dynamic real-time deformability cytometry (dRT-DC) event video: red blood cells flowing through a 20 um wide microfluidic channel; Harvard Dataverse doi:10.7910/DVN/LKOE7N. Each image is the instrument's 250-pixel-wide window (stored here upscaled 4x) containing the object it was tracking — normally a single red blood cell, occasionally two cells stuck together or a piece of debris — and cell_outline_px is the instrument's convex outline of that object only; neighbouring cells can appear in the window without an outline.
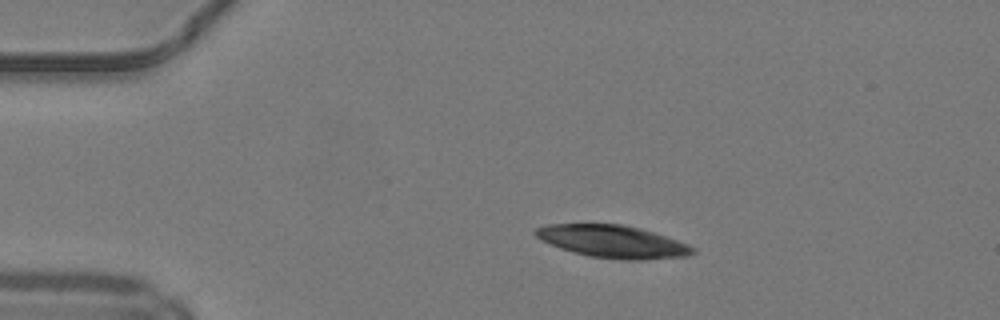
{"species": "common noctule bat (a hibernating species)", "species_latin": "Nyctalus noctula", "temperature_condition": "warm", "stored_images_in_passage": 49, "camera_frame_rate_fps": 3000, "um_per_image_px": 0.085, "animal": {"sex": "male", "body_mass_g": 19.2, "forearm_length_mm": 51.8}, "frame": {"image": 1, "passage_image": 9, "time_ms": 2.667, "image_size_px": [1000, 320], "cell_outline_px": [[696, 252], [688, 256], [644, 260], [620, 260], [588, 256], [572, 252], [560, 248], [540, 240], [532, 232], [536, 228], [548, 224], [620, 224], [640, 228], [688, 244], [696, 248]], "centroid_in_image_um": [52.07, 20.54], "position_along_channel_um": 32.9, "area_um2": 29.88}}
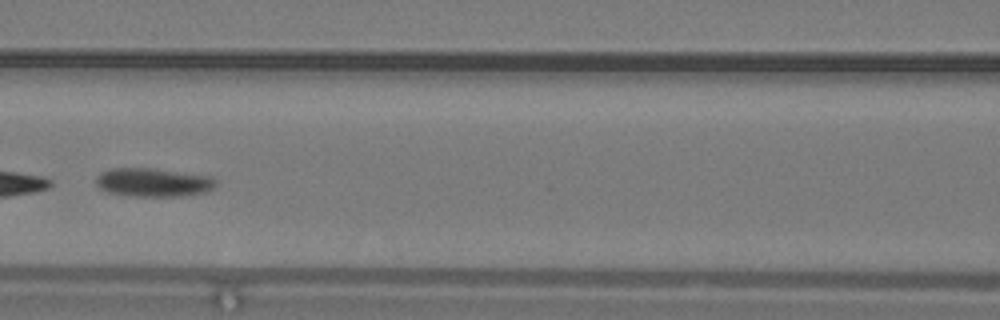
{"frame": {"image": 2, "passage_image": 22, "time_ms": 7.0, "image_size_px": [1000, 320], "cell_outline_px": [[216, 184], [212, 188], [204, 192], [184, 196], [132, 196], [108, 192], [100, 188], [96, 184], [96, 176], [100, 172], [112, 168], [152, 168], [212, 176], [216, 180]], "centroid_in_image_um": [13.01, 15.49], "position_along_channel_um": 153.6, "area_um2": 20.0}}
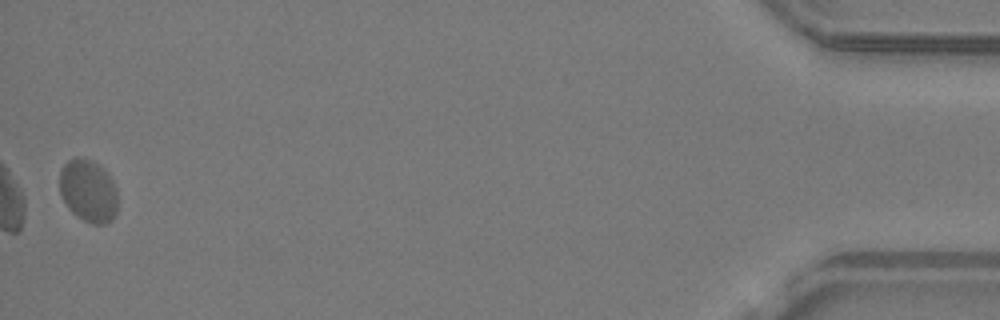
{"frame": {"image": 3, "passage_image": 49, "time_ms": 16.0, "image_size_px": [1000, 320], "cell_outline_px": [[116, 212], [112, 220], [104, 224], [92, 224], [76, 216], [68, 208], [60, 192], [60, 168], [68, 160], [76, 156], [84, 156], [92, 160], [104, 168], [108, 172], [116, 188]], "centroid_in_image_um": [7.5, 16.18], "position_along_channel_um": 427.7, "area_um2": 21.44}, "authors_computed_cell_mechanics": {"area_um2": 20.3456, "velocity_mm_per_s": 4.0797, "shape_relaxation_time_tau1_ms": 0.6393, "shape_relaxation_time_tau2_ms": null, "deformation_change_tau1": 0.2541, "deformation_change_tau2": null}}